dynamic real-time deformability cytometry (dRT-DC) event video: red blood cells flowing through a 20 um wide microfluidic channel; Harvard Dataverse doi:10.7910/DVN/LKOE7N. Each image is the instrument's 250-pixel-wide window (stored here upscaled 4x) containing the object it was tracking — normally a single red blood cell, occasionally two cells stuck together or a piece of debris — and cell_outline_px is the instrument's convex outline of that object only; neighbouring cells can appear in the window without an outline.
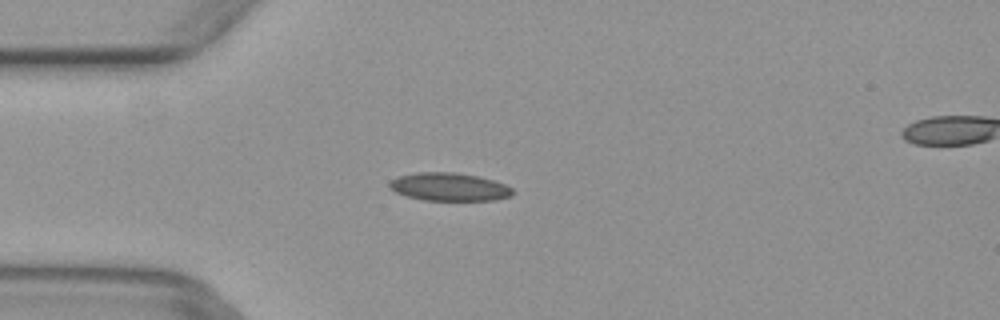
{"species": "common noctule bat (a hibernating species)", "species_latin": "Nyctalus noctula", "temperature_condition": "warm", "stored_images_in_passage": 4, "camera_frame_rate_fps": 3000, "um_per_image_px": 0.085, "animal": {"sex": "female", "body_mass_g": 29.2, "forearm_length_mm": 56.3}, "frame": {"image": 1, "passage_image": 3, "time_ms": 0.667, "image_size_px": [1000, 320], "cell_outline_px": [[512, 196], [496, 200], [424, 200], [408, 196], [396, 192], [388, 188], [388, 184], [392, 180], [400, 176], [416, 172], [456, 172], [480, 176], [504, 184], [512, 188]], "centroid_in_image_um": [38.19, 15.88], "position_along_channel_um": 46.8, "area_um2": 20.11}}